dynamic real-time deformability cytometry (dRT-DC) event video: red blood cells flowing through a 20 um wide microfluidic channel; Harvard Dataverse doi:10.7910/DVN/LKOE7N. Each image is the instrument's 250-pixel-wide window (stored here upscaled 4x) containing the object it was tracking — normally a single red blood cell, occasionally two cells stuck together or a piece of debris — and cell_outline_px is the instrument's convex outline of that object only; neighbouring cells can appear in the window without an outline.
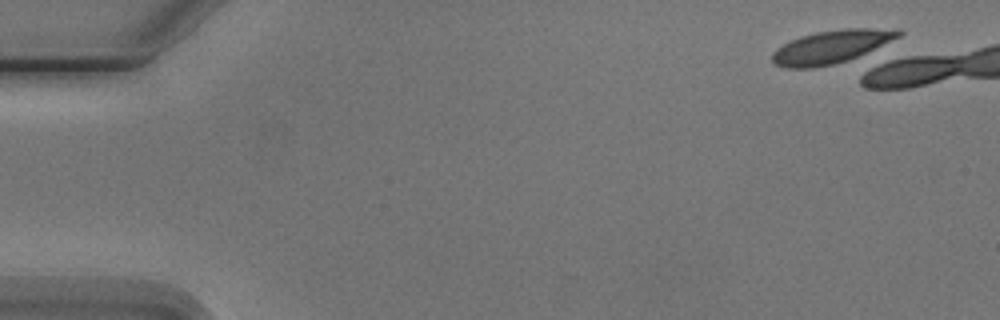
{"species": "Egyptian fruit bat (a non-hibernating species)", "species_latin": "Rousettus aegyptiacus", "temperature_condition": "cold", "stored_images_in_passage": 1, "camera_frame_rate_fps": 3000, "um_per_image_px": 0.085, "animal": {"sex": "male"}, "frame": {"image": 1, "passage_image": 1, "time_ms": 0.0, "image_size_px": [1000, 320], "cell_outline_px": [[904, 32], [900, 36], [848, 60], [832, 64], [812, 68], [788, 68], [772, 64], [772, 52], [776, 48], [800, 36], [816, 32], [844, 28], [900, 28]], "centroid_in_image_um": [70.64, 3.96], "position_along_channel_um": 14.4, "area_um2": 24.22}}